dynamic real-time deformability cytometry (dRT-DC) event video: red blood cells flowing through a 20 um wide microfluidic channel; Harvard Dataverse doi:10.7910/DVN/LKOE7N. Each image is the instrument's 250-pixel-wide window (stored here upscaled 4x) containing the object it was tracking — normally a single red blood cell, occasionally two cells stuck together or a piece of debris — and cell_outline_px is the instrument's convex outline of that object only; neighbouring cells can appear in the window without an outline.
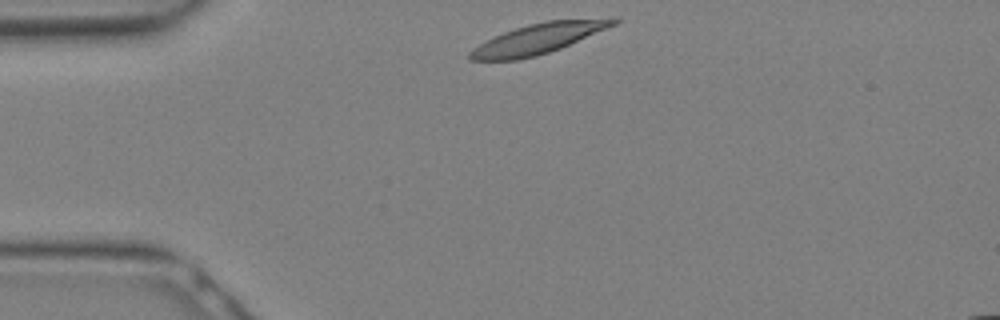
{"species": "Egyptian fruit bat (a non-hibernating species)", "species_latin": "Rousettus aegyptiacus", "temperature_condition": "warm", "stored_images_in_passage": 5, "camera_frame_rate_fps": 3000, "um_per_image_px": 0.085, "animal": {"sex": "female"}, "frame": {"image": 1, "passage_image": 1, "time_ms": 0.0, "image_size_px": [1000, 320], "cell_outline_px": [[620, 20], [616, 24], [560, 48], [536, 56], [516, 60], [468, 60], [468, 52], [472, 48], [504, 32], [528, 24], [548, 20], [616, 16]], "centroid_in_image_um": [45.81, 3.26], "position_along_channel_um": 39.2, "area_um2": 25.32}}
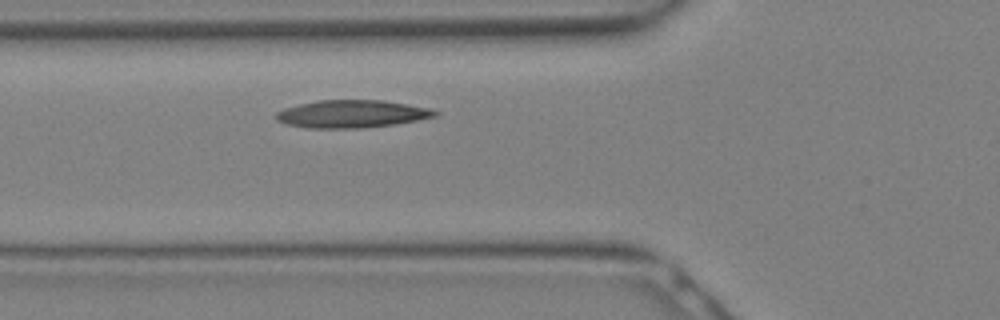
{"frame": {"image": 2, "passage_image": 5, "time_ms": 1.333, "image_size_px": [1000, 320], "cell_outline_px": [[440, 116], [396, 124], [364, 128], [308, 128], [288, 124], [276, 120], [272, 116], [276, 112], [284, 108], [300, 104], [320, 100], [384, 100], [432, 108], [440, 112]], "centroid_in_image_um": [29.95, 9.68], "position_along_channel_um": 95.8, "area_um2": 25.95}}